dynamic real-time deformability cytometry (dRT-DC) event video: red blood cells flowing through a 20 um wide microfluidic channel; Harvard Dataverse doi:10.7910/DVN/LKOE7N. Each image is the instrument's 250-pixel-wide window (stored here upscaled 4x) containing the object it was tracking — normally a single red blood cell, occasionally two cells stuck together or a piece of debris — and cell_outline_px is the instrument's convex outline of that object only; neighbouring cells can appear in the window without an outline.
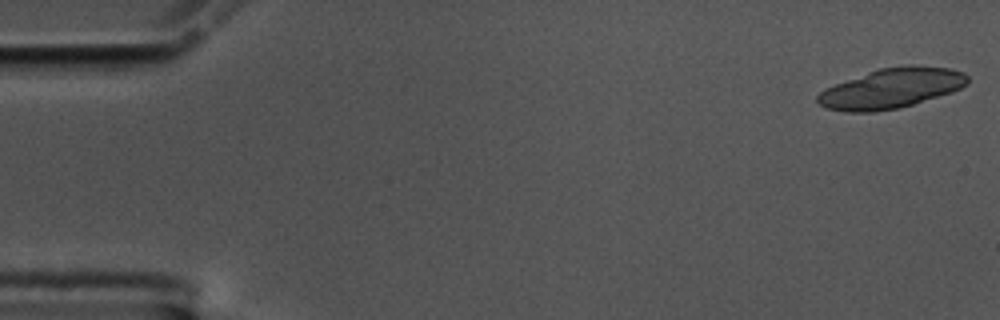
{"species": "common noctule bat (a hibernating species)", "species_latin": "Nyctalus noctula", "temperature_condition": "cold", "stored_images_in_passage": 3, "camera_frame_rate_fps": 3000, "um_per_image_px": 0.085, "animal": {"sex": "male", "body_mass_g": 17.5, "forearm_length_mm": 52.3}, "frame": {"image": 1, "passage_image": 1, "time_ms": 0.0, "image_size_px": [1000, 320], "cell_outline_px": [[968, 84], [952, 92], [900, 108], [872, 112], [844, 112], [828, 108], [820, 104], [816, 100], [816, 96], [824, 88], [868, 72], [880, 68], [904, 64], [912, 64], [948, 68], [964, 72], [968, 76]], "centroid_in_image_um": [75.77, 7.5], "position_along_channel_um": 9.2, "area_um2": 35.08}}